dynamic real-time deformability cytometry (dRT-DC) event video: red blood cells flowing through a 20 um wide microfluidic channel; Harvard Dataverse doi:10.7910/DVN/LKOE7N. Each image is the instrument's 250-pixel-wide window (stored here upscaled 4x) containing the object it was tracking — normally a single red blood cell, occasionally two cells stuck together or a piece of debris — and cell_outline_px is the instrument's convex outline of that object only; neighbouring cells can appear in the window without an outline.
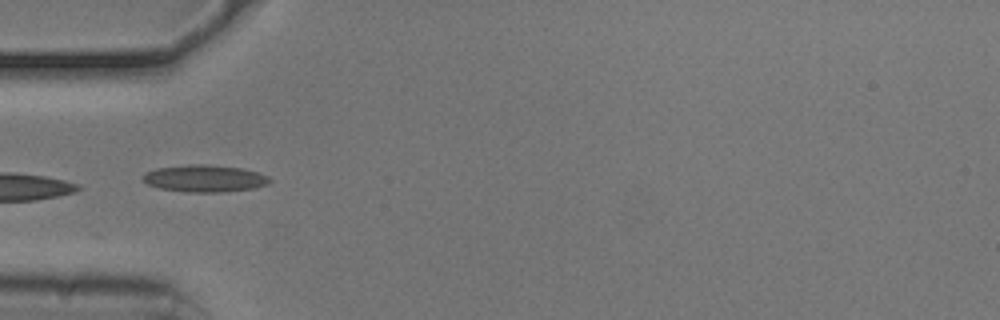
{"species": "common noctule bat (a hibernating species)", "species_latin": "Nyctalus noctula", "temperature_condition": "cold", "stored_images_in_passage": 8, "camera_frame_rate_fps": 3000, "um_per_image_px": 0.085, "animal": {"sex": "male", "body_mass_g": 20.5, "forearm_length_mm": 52.5}, "frame": {"image": 1, "passage_image": 1, "time_ms": 0.0, "image_size_px": [1000, 320], "cell_outline_px": [[272, 180], [268, 184], [252, 188], [220, 192], [188, 192], [160, 188], [148, 184], [140, 176], [156, 168], [192, 164], [204, 164], [240, 168], [256, 172], [268, 176]], "centroid_in_image_um": [17.39, 15.16], "position_along_channel_um": 67.6, "area_um2": 19.71}}